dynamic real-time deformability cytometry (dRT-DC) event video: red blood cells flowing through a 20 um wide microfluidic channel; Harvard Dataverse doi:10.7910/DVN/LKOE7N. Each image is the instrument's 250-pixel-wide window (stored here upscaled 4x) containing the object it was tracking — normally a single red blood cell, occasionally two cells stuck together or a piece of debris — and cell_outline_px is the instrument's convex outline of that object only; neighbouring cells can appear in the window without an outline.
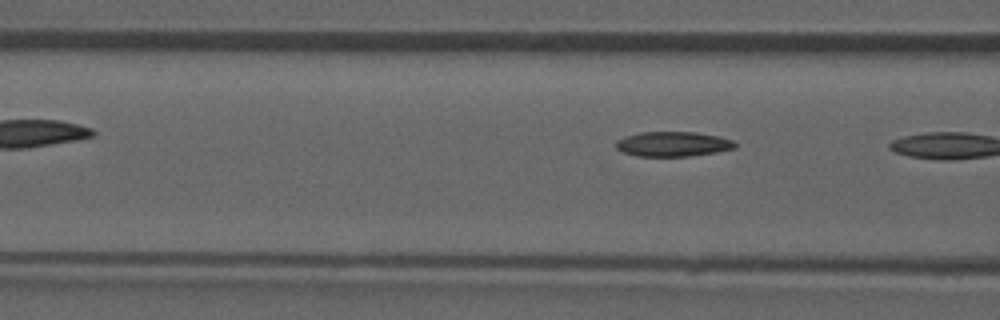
{"species": "common noctule bat (a hibernating species)", "species_latin": "Nyctalus noctula", "temperature_condition": "room temperature", "stored_images_in_passage": 4, "camera_frame_rate_fps": 3000, "um_per_image_px": 0.085, "animal": {"sex": "male", "forearm_length_mm": 52.5}, "frame": {"image": 1, "passage_image": 4, "time_ms": 3.667, "image_size_px": [1000, 320], "cell_outline_px": [[736, 148], [716, 152], [688, 156], [636, 156], [624, 152], [616, 148], [616, 140], [624, 136], [640, 132], [696, 132], [720, 136], [732, 140], [736, 144]], "centroid_in_image_um": [57.19, 12.23], "position_along_channel_um": 109.4, "area_um2": 17.28}}